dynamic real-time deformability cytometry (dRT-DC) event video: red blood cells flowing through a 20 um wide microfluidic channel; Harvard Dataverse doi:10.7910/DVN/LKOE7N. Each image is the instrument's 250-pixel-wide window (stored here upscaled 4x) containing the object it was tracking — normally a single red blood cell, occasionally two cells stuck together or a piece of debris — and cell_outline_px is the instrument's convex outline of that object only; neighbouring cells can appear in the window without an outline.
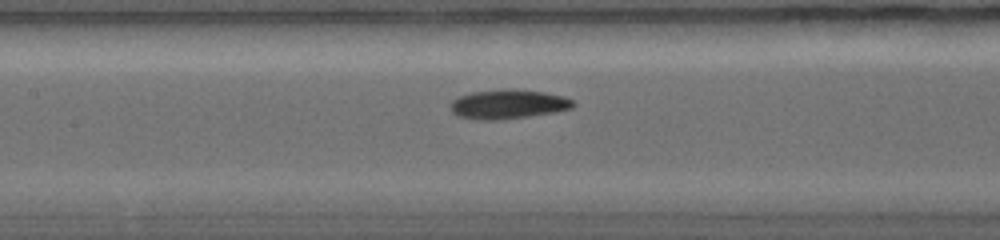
{"species": "common noctule bat (a hibernating species)", "species_latin": "Nyctalus noctula", "temperature_condition": "warm", "stored_images_in_passage": 33, "camera_frame_rate_fps": 5000, "um_per_image_px": 0.085, "animal": {"sex": "female", "body_mass_g": 19.0, "forearm_length_mm": 56.7}, "frame": {"image": 1, "passage_image": 14, "time_ms": 4.6, "image_size_px": [1000, 240], "cell_outline_px": [[576, 104], [572, 108], [556, 112], [504, 120], [480, 120], [456, 116], [452, 112], [452, 100], [460, 96], [472, 92], [544, 92], [564, 96], [572, 100]], "centroid_in_image_um": [43.22, 8.92], "position_along_channel_um": 164.2, "area_um2": 20.06}}
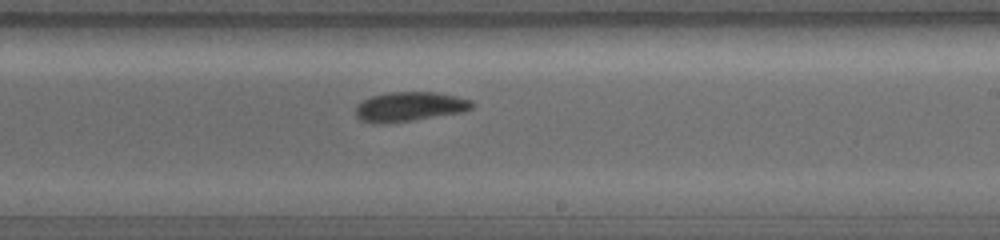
{"frame": {"image": 2, "passage_image": 19, "time_ms": 6.4, "image_size_px": [1000, 240], "cell_outline_px": [[472, 108], [464, 112], [412, 120], [384, 124], [372, 124], [360, 120], [356, 116], [356, 108], [364, 100], [372, 96], [392, 92], [432, 92], [452, 96], [468, 100], [472, 104]], "centroid_in_image_um": [34.76, 9.09], "position_along_channel_um": 254.2, "area_um2": 19.65}}
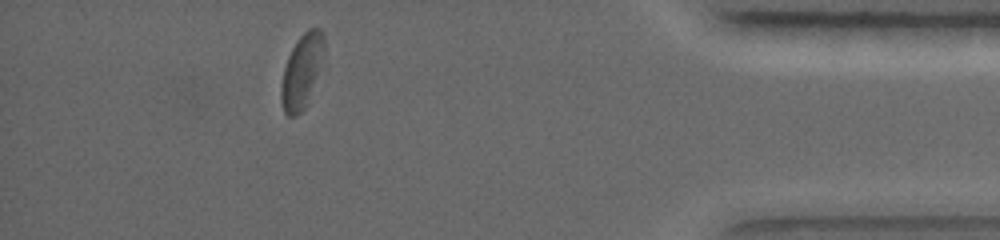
{"frame": {"image": 3, "passage_image": 30, "time_ms": 10.4, "image_size_px": [1000, 240], "cell_outline_px": [[324, 48], [304, 108], [296, 116], [288, 116], [284, 112], [280, 100], [280, 88], [284, 68], [288, 56], [292, 48], [300, 36], [308, 28], [320, 28], [324, 32]], "centroid_in_image_um": [25.59, 6.02], "position_along_channel_um": 409.6, "area_um2": 17.69}}